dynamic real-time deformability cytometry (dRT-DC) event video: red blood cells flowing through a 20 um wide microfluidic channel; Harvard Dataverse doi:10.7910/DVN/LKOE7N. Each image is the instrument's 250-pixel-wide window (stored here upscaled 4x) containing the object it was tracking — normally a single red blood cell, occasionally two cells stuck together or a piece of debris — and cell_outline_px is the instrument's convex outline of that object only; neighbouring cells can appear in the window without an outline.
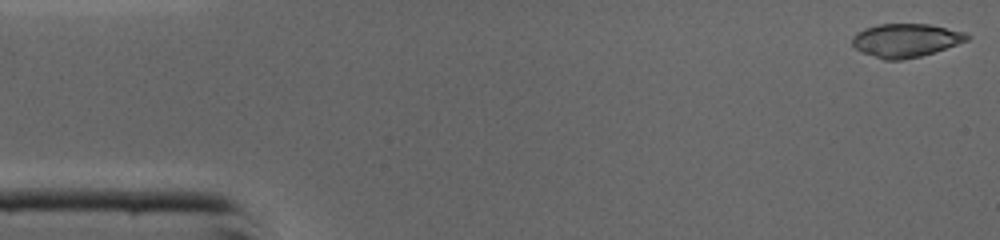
{"species": "common noctule bat (a hibernating species)", "species_latin": "Nyctalus noctula", "temperature_condition": "cold", "stored_images_in_passage": 45, "camera_frame_rate_fps": 3000, "um_per_image_px": 0.085, "animal": {"sex": "male", "body_mass_g": 19.0, "forearm_length_mm": 50.8}, "frame": {"image": 1, "passage_image": 1, "time_ms": 0.0, "image_size_px": [1000, 240], "cell_outline_px": [[972, 36], [968, 40], [920, 56], [900, 60], [884, 60], [864, 52], [856, 48], [852, 44], [852, 36], [856, 32], [864, 28], [876, 24], [928, 24], [968, 32]], "centroid_in_image_um": [76.99, 3.41], "position_along_channel_um": 8.0, "area_um2": 22.31}}
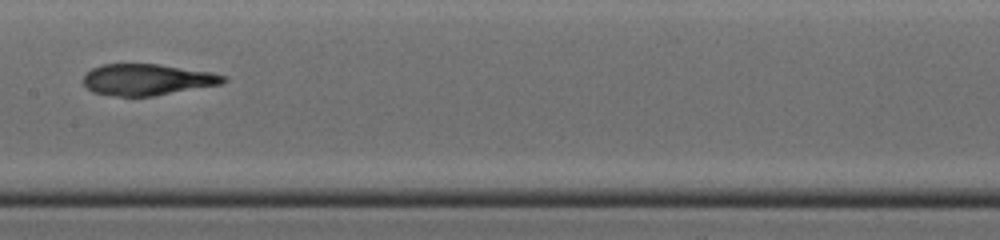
{"frame": {"image": 2, "passage_image": 22, "time_ms": 7.0, "image_size_px": [1000, 240], "cell_outline_px": [[228, 80], [220, 84], [152, 96], [120, 96], [92, 92], [84, 84], [84, 76], [92, 68], [104, 64], [156, 64], [212, 72], [228, 76]], "centroid_in_image_um": [12.53, 6.76], "position_along_channel_um": 194.9, "area_um2": 25.26}}
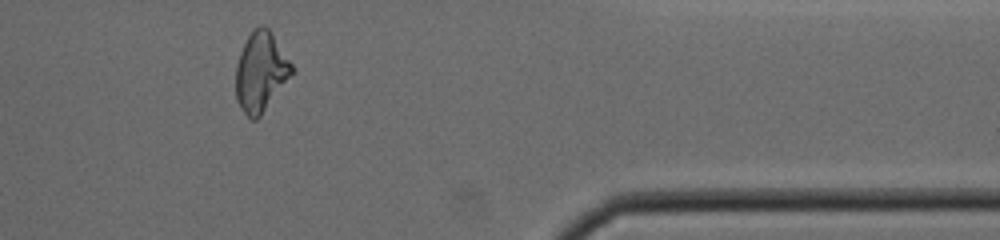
{"frame": {"image": 3, "passage_image": 37, "time_ms": 12.0, "image_size_px": [1000, 240], "cell_outline_px": [[296, 72], [260, 116], [256, 120], [252, 120], [244, 112], [236, 100], [236, 64], [240, 52], [248, 36], [260, 24], [264, 24], [272, 32], [292, 64]], "centroid_in_image_um": [22.19, 6.11], "position_along_channel_um": 389.2, "area_um2": 26.13}, "authors_computed_cell_mechanics": {"area_um2": 25.7788, "velocity_mm_per_s": 4.3917, "shape_relaxation_time_tau1_ms": null, "shape_relaxation_time_tau2_ms": 2.0693, "deformation_change_tau1": null, "deformation_change_tau2": 0.0722}}